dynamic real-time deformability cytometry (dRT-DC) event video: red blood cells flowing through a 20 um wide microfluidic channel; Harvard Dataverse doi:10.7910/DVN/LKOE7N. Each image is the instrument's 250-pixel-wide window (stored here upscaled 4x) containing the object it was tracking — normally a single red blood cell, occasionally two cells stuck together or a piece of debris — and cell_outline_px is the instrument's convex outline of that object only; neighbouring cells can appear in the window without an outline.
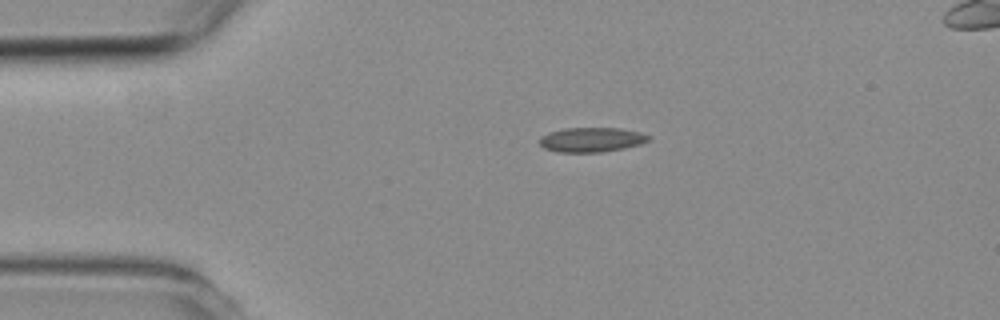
{"species": "common noctule bat (a hibernating species)", "species_latin": "Nyctalus noctula", "temperature_condition": "room temperature", "stored_images_in_passage": 3, "camera_frame_rate_fps": 3000, "um_per_image_px": 0.085, "animal": {"sex": "female", "body_mass_g": 19.3, "forearm_length_mm": 54.1}, "frame": {"image": 1, "passage_image": 2, "time_ms": 1.667, "image_size_px": [1000, 320], "cell_outline_px": [[652, 136], [648, 140], [640, 144], [624, 148], [604, 152], [556, 152], [544, 148], [540, 144], [540, 136], [548, 132], [564, 128], [620, 128], [640, 132]], "centroid_in_image_um": [50.27, 11.87], "position_along_channel_um": 34.7, "area_um2": 15.72}}
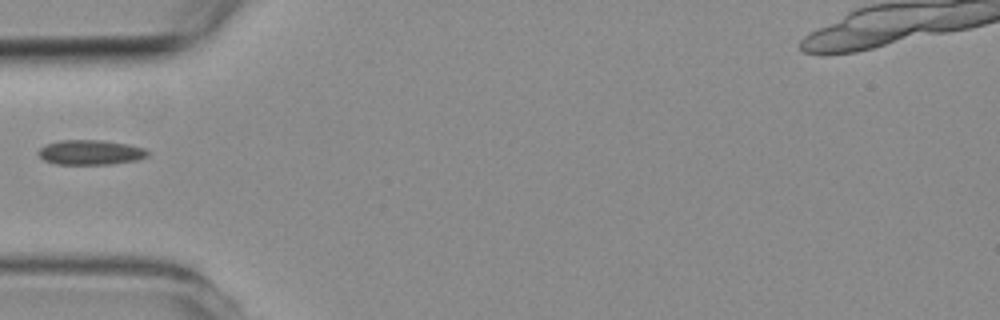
{"frame": {"image": 2, "passage_image": 3, "time_ms": 3.667, "image_size_px": [1000, 320], "cell_outline_px": [[148, 156], [136, 160], [112, 164], [56, 164], [44, 160], [36, 152], [40, 148], [48, 144], [60, 140], [100, 140], [128, 144], [144, 148], [148, 152]], "centroid_in_image_um": [7.68, 12.95], "position_along_channel_um": 77.3, "area_um2": 15.72}}